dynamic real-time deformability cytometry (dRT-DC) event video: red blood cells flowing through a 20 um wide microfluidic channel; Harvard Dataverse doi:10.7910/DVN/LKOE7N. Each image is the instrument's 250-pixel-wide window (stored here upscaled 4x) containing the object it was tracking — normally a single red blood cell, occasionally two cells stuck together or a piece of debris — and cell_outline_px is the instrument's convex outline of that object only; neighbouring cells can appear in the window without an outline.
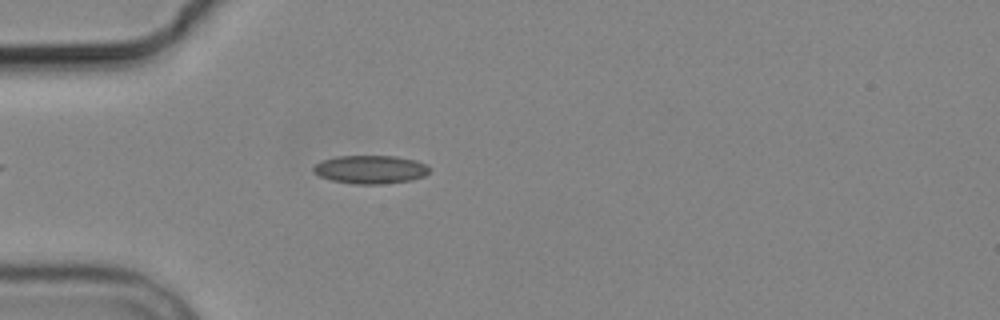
{"species": "common noctule bat (a hibernating species)", "species_latin": "Nyctalus noctula", "temperature_condition": "cold", "stored_images_in_passage": 5, "camera_frame_rate_fps": 3000, "um_per_image_px": 0.085, "animal": {"sex": "male", "body_mass_g": 19.2, "forearm_length_mm": 51.8}, "frame": {"image": 1, "passage_image": 5, "time_ms": 4.667, "image_size_px": [1000, 320], "cell_outline_px": [[428, 172], [424, 176], [412, 180], [380, 184], [356, 184], [332, 180], [320, 176], [312, 172], [312, 168], [316, 164], [324, 160], [336, 156], [396, 156], [416, 160], [428, 164]], "centroid_in_image_um": [31.5, 14.4], "position_along_channel_um": 53.5, "area_um2": 19.13}}